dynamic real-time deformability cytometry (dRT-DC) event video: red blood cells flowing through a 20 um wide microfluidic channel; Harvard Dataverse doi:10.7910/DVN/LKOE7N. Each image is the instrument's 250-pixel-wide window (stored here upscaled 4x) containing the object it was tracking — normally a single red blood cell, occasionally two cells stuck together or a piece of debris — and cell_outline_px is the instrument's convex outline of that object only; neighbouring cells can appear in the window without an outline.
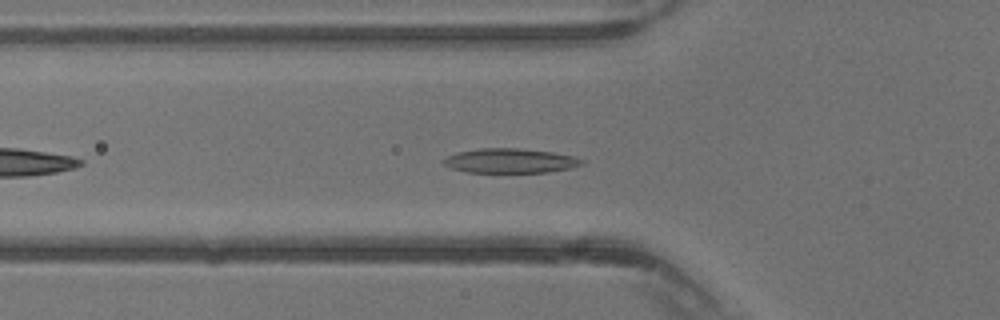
{"species": "common noctule bat (a hibernating species)", "species_latin": "Nyctalus noctula", "temperature_condition": "warm", "stored_images_in_passage": 22, "camera_frame_rate_fps": 3000, "um_per_image_px": 0.085, "animal": {"sex": "male", "body_mass_g": 13.3}, "frame": {"image": 1, "passage_image": 6, "time_ms": 1.667, "image_size_px": [1000, 320], "cell_outline_px": [[584, 164], [568, 168], [548, 172], [468, 172], [452, 168], [444, 164], [440, 160], [456, 152], [480, 148], [516, 148], [552, 152], [576, 156], [584, 160]], "centroid_in_image_um": [43.36, 13.66], "position_along_channel_um": 82.4, "area_um2": 19.71}}
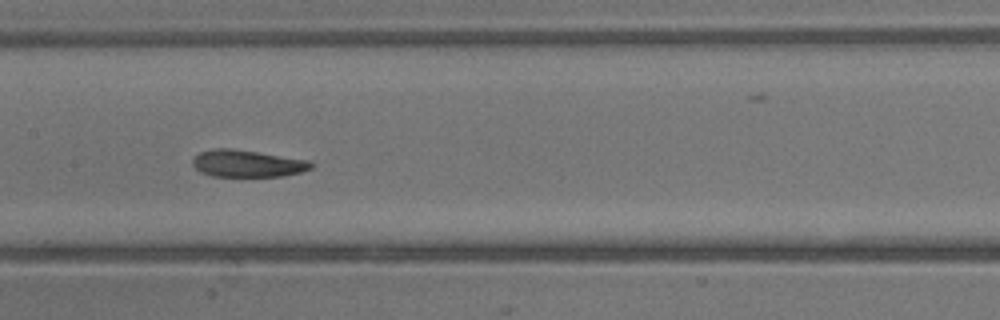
{"frame": {"image": 2, "passage_image": 12, "time_ms": 3.667, "image_size_px": [1000, 320], "cell_outline_px": [[316, 164], [312, 168], [300, 172], [284, 176], [212, 176], [200, 172], [192, 164], [192, 160], [200, 152], [212, 148], [232, 148], [308, 160]], "centroid_in_image_um": [21.02, 13.89], "position_along_channel_um": 186.4, "area_um2": 18.67}}
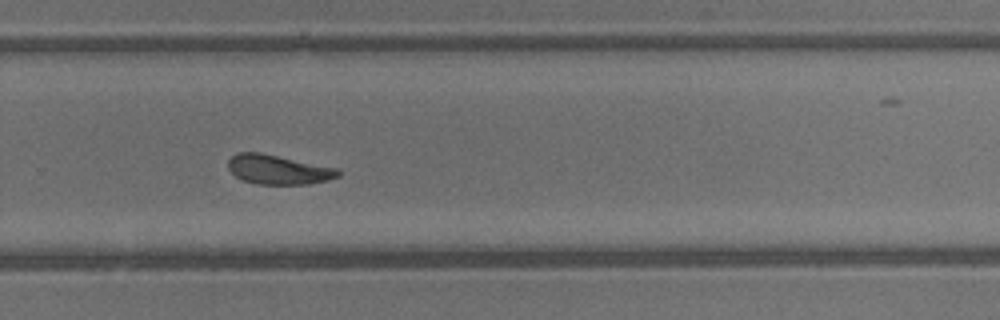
{"frame": {"image": 3, "passage_image": 19, "time_ms": 6.0, "image_size_px": [1000, 320], "cell_outline_px": [[340, 176], [328, 180], [308, 184], [256, 184], [244, 180], [236, 176], [228, 168], [228, 160], [236, 152], [260, 152], [340, 168]], "centroid_in_image_um": [23.68, 14.4], "position_along_channel_um": 306.1, "area_um2": 19.02}}